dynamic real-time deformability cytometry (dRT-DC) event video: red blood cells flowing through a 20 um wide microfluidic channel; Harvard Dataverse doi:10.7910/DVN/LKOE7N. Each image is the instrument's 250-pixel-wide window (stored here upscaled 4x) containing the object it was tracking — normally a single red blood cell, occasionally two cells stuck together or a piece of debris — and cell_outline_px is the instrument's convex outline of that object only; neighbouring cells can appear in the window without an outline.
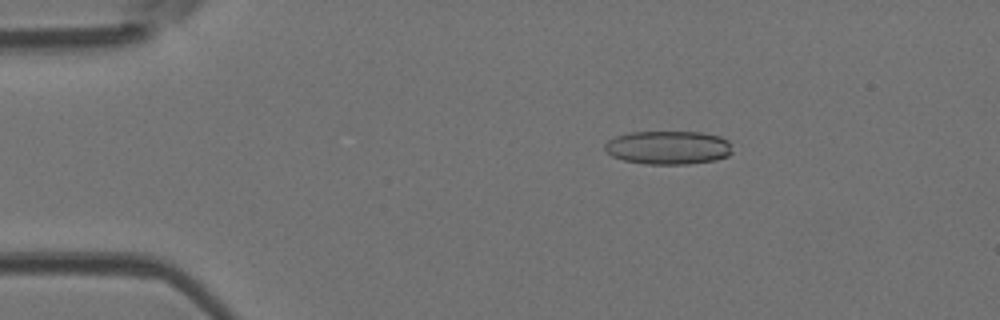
{"species": "Egyptian fruit bat (a non-hibernating species)", "species_latin": "Rousettus aegyptiacus", "temperature_condition": "room temperature", "stored_images_in_passage": 5, "camera_frame_rate_fps": 3000, "um_per_image_px": 0.085, "animal": {"sex": "female"}, "frame": {"image": 1, "passage_image": 3, "time_ms": 0.667, "image_size_px": [1000, 320], "cell_outline_px": [[732, 152], [728, 156], [716, 160], [688, 164], [644, 164], [624, 160], [612, 156], [604, 148], [604, 144], [608, 140], [616, 136], [628, 132], [700, 132], [720, 136], [728, 140], [732, 144]], "centroid_in_image_um": [56.82, 12.54], "position_along_channel_um": 28.2, "area_um2": 25.14}}
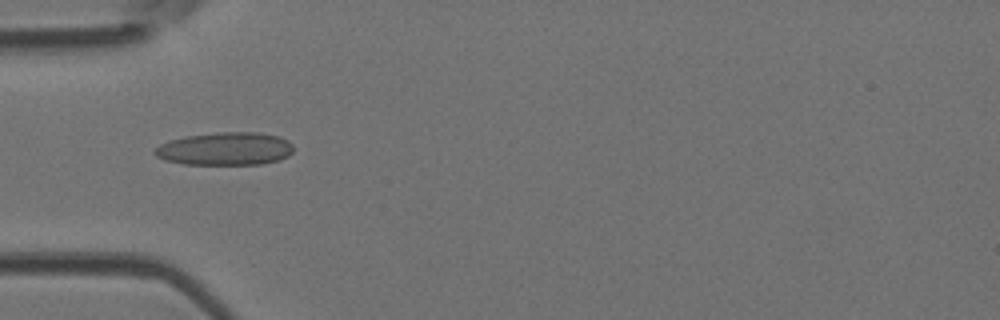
{"frame": {"image": 2, "passage_image": 5, "time_ms": 1.333, "image_size_px": [1000, 320], "cell_outline_px": [[292, 152], [288, 156], [280, 160], [260, 164], [184, 164], [164, 160], [156, 156], [152, 152], [160, 144], [168, 140], [188, 136], [220, 132], [260, 132], [280, 136], [288, 140], [292, 144]], "centroid_in_image_um": [19.15, 12.64], "position_along_channel_um": 65.8, "area_um2": 26.76}}